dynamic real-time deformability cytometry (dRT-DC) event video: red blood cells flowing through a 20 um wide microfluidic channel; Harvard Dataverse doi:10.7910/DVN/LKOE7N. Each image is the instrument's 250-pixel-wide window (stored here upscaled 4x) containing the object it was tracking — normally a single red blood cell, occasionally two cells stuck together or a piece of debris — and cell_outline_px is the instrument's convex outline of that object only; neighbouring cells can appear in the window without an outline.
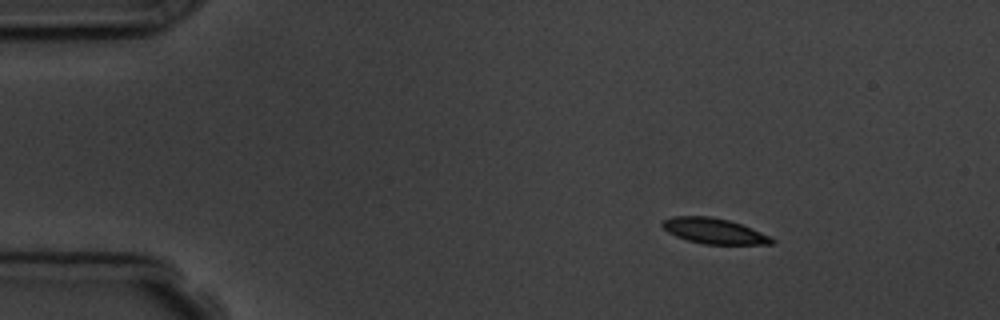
{"species": "common noctule bat (a hibernating species)", "species_latin": "Nyctalus noctula", "temperature_condition": "room temperature", "stored_images_in_passage": 4, "camera_frame_rate_fps": 3000, "um_per_image_px": 0.085, "animal": {"sex": "male", "body_mass_g": 19.5, "forearm_length_mm": 54.6}, "frame": {"image": 1, "passage_image": 1, "time_ms": 0.0, "image_size_px": [1000, 320], "cell_outline_px": [[776, 240], [772, 244], [704, 244], [688, 240], [676, 236], [668, 232], [660, 224], [664, 220], [672, 216], [712, 216], [728, 220], [752, 228], [772, 236]], "centroid_in_image_um": [60.72, 19.63], "position_along_channel_um": 24.3, "area_um2": 16.3}}
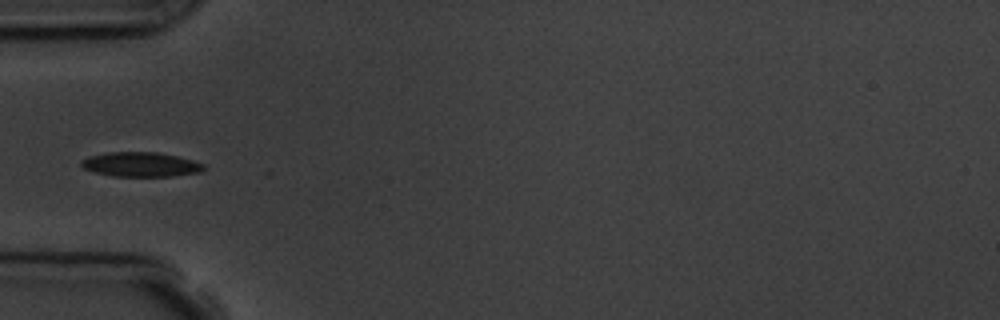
{"frame": {"image": 2, "passage_image": 4, "time_ms": 3.333, "image_size_px": [1000, 320], "cell_outline_px": [[204, 168], [200, 172], [172, 176], [112, 176], [92, 172], [84, 168], [80, 164], [80, 160], [88, 156], [108, 152], [156, 152], [176, 156], [192, 160], [204, 164]], "centroid_in_image_um": [11.91, 13.98], "position_along_channel_um": 73.1, "area_um2": 17.51}}